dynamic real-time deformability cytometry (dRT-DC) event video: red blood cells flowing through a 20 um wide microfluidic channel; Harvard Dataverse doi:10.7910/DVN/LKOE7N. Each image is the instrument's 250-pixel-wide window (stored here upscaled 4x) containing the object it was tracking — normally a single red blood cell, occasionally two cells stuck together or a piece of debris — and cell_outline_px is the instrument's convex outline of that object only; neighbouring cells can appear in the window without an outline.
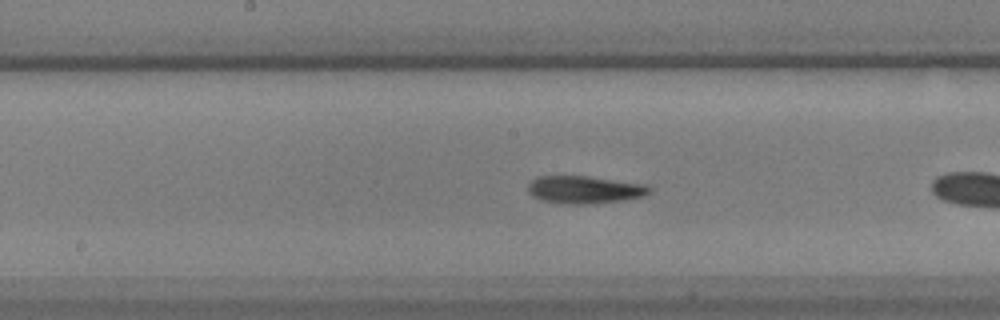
{"species": "common noctule bat (a hibernating species)", "species_latin": "Nyctalus noctula", "temperature_condition": "warm", "stored_images_in_passage": 41, "camera_frame_rate_fps": 3000, "um_per_image_px": 0.085, "animal": {"sex": "male", "body_mass_g": 17.9, "forearm_length_mm": 54.2}, "frame": {"image": 1, "passage_image": 12, "time_ms": 3.667, "image_size_px": [1000, 320], "cell_outline_px": [[652, 188], [644, 196], [624, 200], [592, 204], [560, 204], [540, 200], [532, 196], [528, 192], [528, 184], [536, 176], [588, 176], [648, 184]], "centroid_in_image_um": [49.67, 16.12], "position_along_channel_um": 198.5, "area_um2": 19.88}}
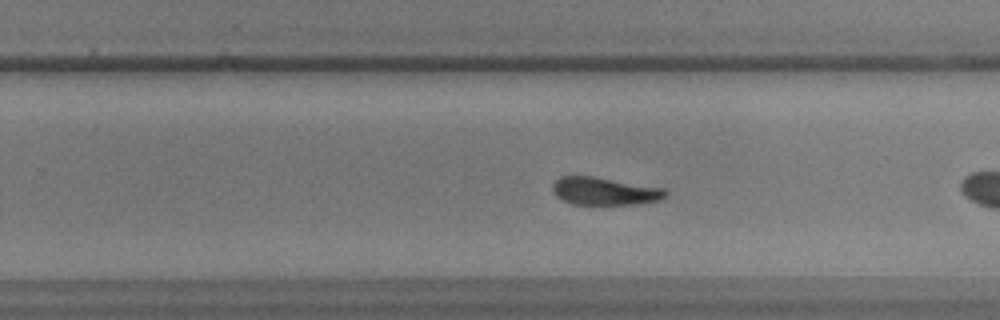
{"frame": {"image": 2, "passage_image": 19, "time_ms": 6.0, "image_size_px": [1000, 320], "cell_outline_px": [[668, 192], [660, 200], [636, 204], [572, 204], [556, 196], [552, 192], [552, 184], [560, 176], [592, 176], [664, 188]], "centroid_in_image_um": [51.36, 16.24], "position_along_channel_um": 278.4, "area_um2": 18.15}}
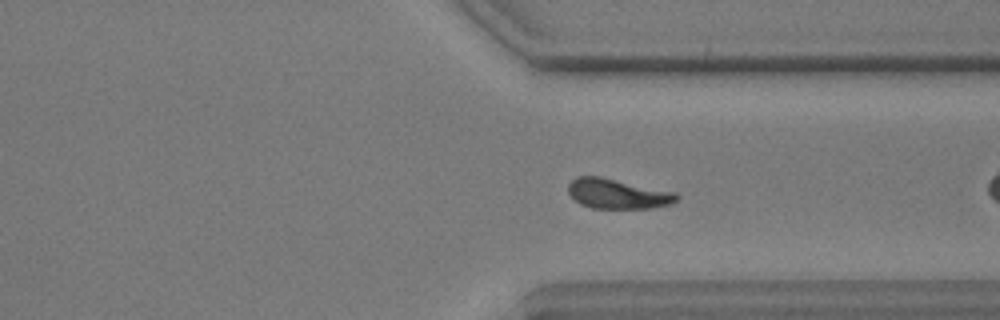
{"frame": {"image": 3, "passage_image": 26, "time_ms": 8.333, "image_size_px": [1000, 320], "cell_outline_px": [[680, 200], [672, 204], [652, 208], [592, 208], [580, 204], [568, 192], [568, 184], [576, 176], [600, 176], [676, 192], [680, 196]], "centroid_in_image_um": [52.54, 16.47], "position_along_channel_um": 358.9, "area_um2": 19.07}}